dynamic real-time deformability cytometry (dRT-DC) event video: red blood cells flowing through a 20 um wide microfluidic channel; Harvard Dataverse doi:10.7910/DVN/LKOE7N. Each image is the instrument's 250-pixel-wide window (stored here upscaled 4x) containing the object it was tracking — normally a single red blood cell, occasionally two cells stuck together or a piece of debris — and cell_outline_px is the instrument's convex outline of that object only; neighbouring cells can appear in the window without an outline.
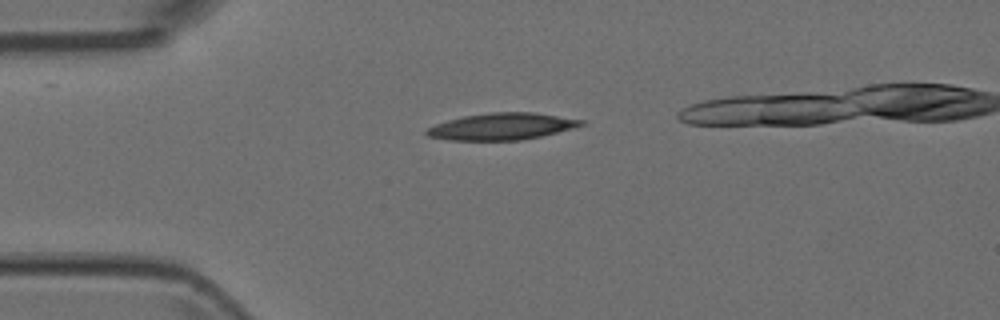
{"species": "Egyptian fruit bat (a non-hibernating species)", "species_latin": "Rousettus aegyptiacus", "temperature_condition": "room temperature", "stored_images_in_passage": 2, "camera_frame_rate_fps": 3000, "um_per_image_px": 0.085, "animal": {"sex": "female"}, "frame": {"image": 1, "passage_image": 1, "time_ms": 0.0, "image_size_px": [1000, 320], "cell_outline_px": [[588, 124], [540, 136], [520, 140], [448, 140], [428, 136], [424, 132], [428, 128], [436, 124], [448, 120], [464, 116], [492, 112], [536, 112], [584, 120]], "centroid_in_image_um": [42.68, 10.74], "position_along_channel_um": 42.3, "area_um2": 23.99}}